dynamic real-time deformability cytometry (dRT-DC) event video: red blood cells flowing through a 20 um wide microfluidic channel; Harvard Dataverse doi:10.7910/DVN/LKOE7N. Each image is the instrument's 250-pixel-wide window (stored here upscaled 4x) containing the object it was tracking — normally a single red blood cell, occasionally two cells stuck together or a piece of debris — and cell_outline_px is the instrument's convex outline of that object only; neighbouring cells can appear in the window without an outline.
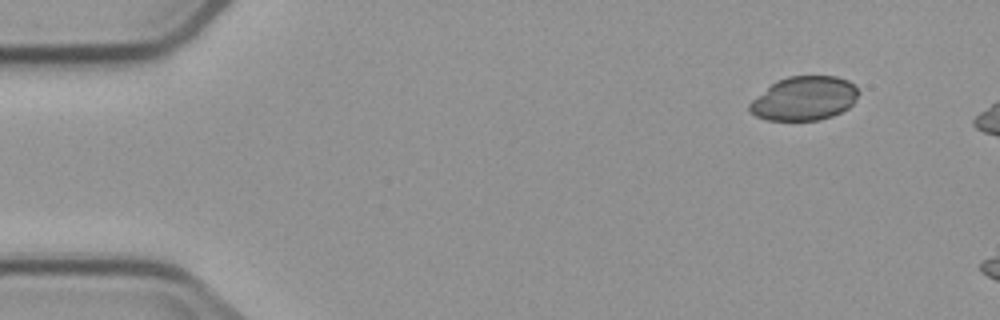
{"species": "common noctule bat (a hibernating species)", "species_latin": "Nyctalus noctula", "temperature_condition": "cold", "stored_images_in_passage": 3, "camera_frame_rate_fps": 3000, "um_per_image_px": 0.085, "animal": {"sex": "male", "body_mass_g": 23.1, "forearm_length_mm": 52.7}, "frame": {"image": 1, "passage_image": 1, "time_ms": 0.0, "image_size_px": [1000, 320], "cell_outline_px": [[860, 92], [856, 100], [848, 108], [832, 116], [820, 120], [768, 120], [756, 116], [748, 112], [748, 104], [752, 100], [776, 80], [788, 76], [836, 76], [848, 80]], "centroid_in_image_um": [68.35, 8.37], "position_along_channel_um": 16.7, "area_um2": 27.98}}